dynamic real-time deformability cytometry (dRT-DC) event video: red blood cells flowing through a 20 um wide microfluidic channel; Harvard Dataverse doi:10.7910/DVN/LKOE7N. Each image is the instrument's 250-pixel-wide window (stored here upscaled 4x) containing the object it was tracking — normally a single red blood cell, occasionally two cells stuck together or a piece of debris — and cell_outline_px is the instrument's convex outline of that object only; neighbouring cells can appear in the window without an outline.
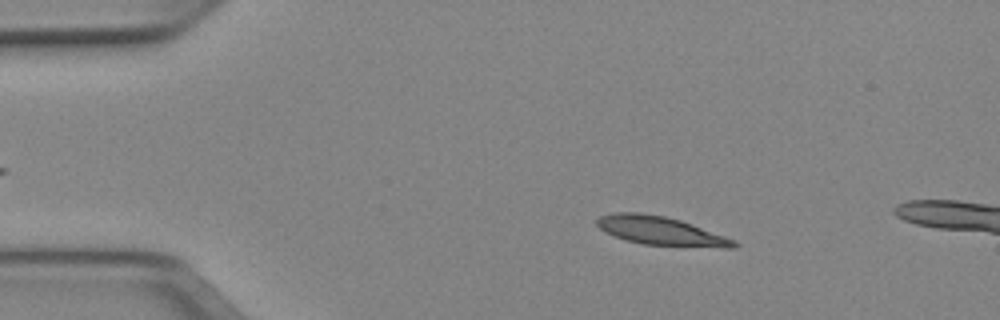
{"species": "Egyptian fruit bat (a non-hibernating species)", "species_latin": "Rousettus aegyptiacus", "temperature_condition": "cold", "stored_images_in_passage": 51, "camera_frame_rate_fps": 3000, "um_per_image_px": 0.085, "animal": {"sex": "female"}, "frame": {"image": 1, "passage_image": 8, "time_ms": 2.333, "image_size_px": [1000, 320], "cell_outline_px": [[740, 244], [736, 248], [724, 248], [644, 244], [624, 240], [600, 228], [596, 224], [596, 220], [600, 216], [616, 212], [640, 212], [664, 216], [680, 220], [692, 224], [736, 240]], "centroid_in_image_um": [56.21, 19.63], "position_along_channel_um": 28.8, "area_um2": 22.77}}
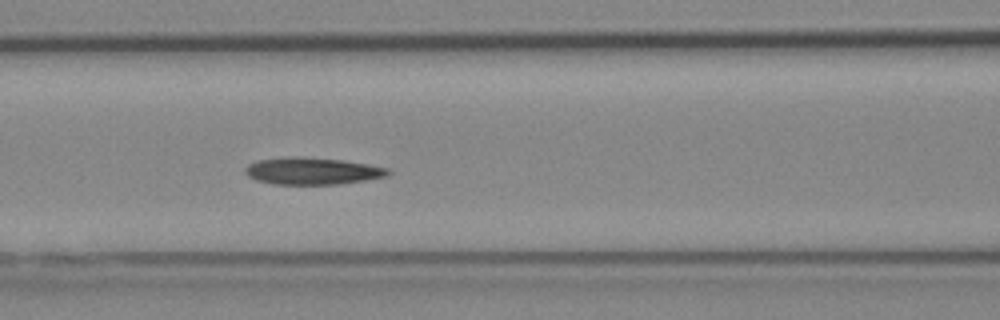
{"frame": {"image": 2, "passage_image": 21, "time_ms": 6.667, "image_size_px": [1000, 320], "cell_outline_px": [[392, 172], [388, 176], [340, 184], [272, 184], [256, 180], [248, 176], [244, 172], [244, 168], [248, 164], [256, 160], [288, 156], [304, 156], [344, 160], [368, 164], [388, 168]], "centroid_in_image_um": [26.52, 14.52], "position_along_channel_um": 140.1, "area_um2": 22.83}}
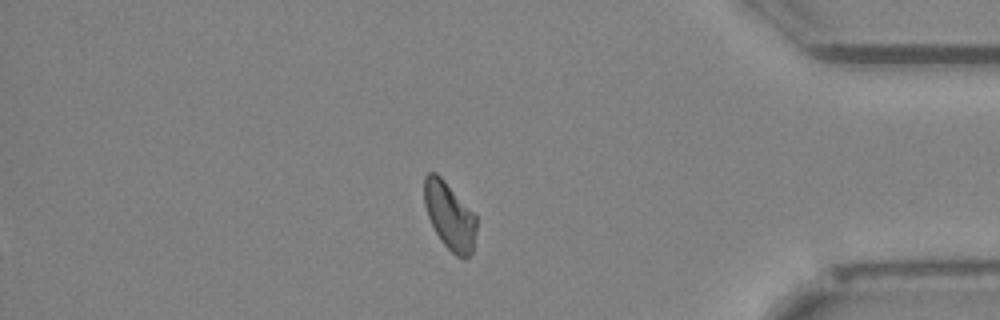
{"frame": {"image": 3, "passage_image": 43, "time_ms": 14.0, "image_size_px": [1000, 320], "cell_outline_px": [[476, 228], [472, 252], [464, 260], [456, 256], [440, 240], [428, 216], [424, 204], [424, 176], [428, 172], [436, 172], [444, 180], [476, 216]], "centroid_in_image_um": [38.2, 18.35], "position_along_channel_um": 397.0, "area_um2": 20.23}}